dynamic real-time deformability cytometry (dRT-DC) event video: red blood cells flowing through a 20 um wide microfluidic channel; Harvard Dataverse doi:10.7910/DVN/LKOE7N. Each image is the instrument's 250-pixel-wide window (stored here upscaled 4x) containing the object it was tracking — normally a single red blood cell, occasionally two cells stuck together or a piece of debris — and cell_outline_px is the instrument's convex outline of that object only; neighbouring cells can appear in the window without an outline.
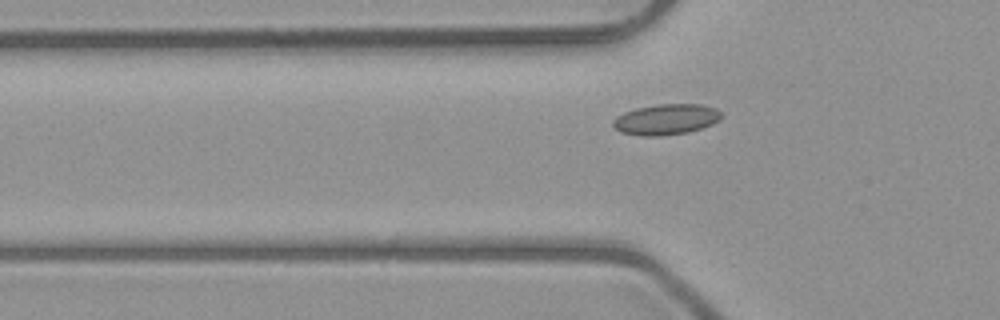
{"species": "common noctule bat (a hibernating species)", "species_latin": "Nyctalus noctula", "temperature_condition": "room temperature", "stored_images_in_passage": 35, "camera_frame_rate_fps": 3000, "um_per_image_px": 0.085, "animal": {"sex": "male", "body_mass_g": 23.1, "forearm_length_mm": 52.7}, "frame": {"image": 1, "passage_image": 5, "time_ms": 1.333, "image_size_px": [1000, 320], "cell_outline_px": [[724, 116], [720, 120], [712, 124], [688, 132], [660, 136], [640, 136], [620, 132], [612, 124], [612, 120], [616, 116], [624, 112], [636, 108], [656, 104], [700, 104], [716, 108]], "centroid_in_image_um": [56.61, 10.14], "position_along_channel_um": 69.2, "area_um2": 19.54}}
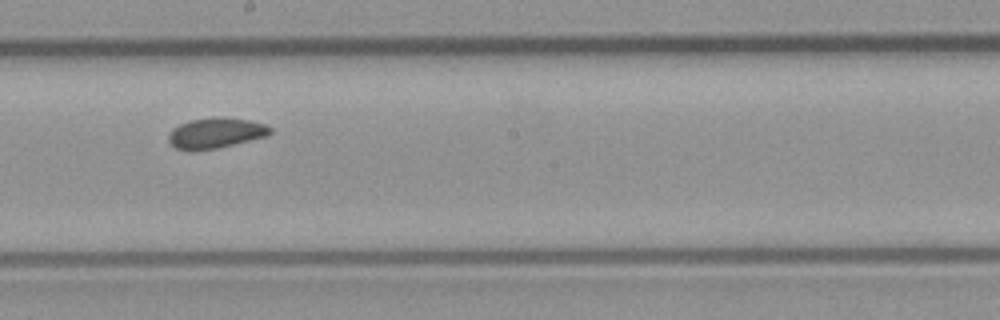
{"frame": {"image": 2, "passage_image": 17, "time_ms": 5.333, "image_size_px": [1000, 320], "cell_outline_px": [[272, 132], [268, 136], [216, 148], [192, 152], [176, 148], [168, 140], [168, 136], [172, 128], [180, 124], [192, 120], [216, 116], [220, 116], [248, 120], [264, 124], [272, 128]], "centroid_in_image_um": [18.33, 11.31], "position_along_channel_um": 229.9, "area_um2": 18.15}}
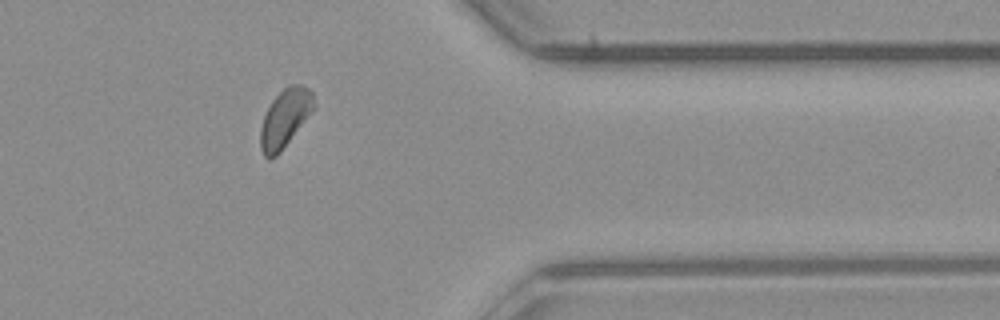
{"frame": {"image": 3, "passage_image": 30, "time_ms": 9.667, "image_size_px": [1000, 320], "cell_outline_px": [[316, 108], [280, 152], [276, 156], [264, 156], [260, 148], [260, 128], [264, 116], [272, 100], [284, 88], [292, 84], [304, 84], [312, 92], [316, 104]], "centroid_in_image_um": [24.26, 10.01], "position_along_channel_um": 387.1, "area_um2": 18.09}}